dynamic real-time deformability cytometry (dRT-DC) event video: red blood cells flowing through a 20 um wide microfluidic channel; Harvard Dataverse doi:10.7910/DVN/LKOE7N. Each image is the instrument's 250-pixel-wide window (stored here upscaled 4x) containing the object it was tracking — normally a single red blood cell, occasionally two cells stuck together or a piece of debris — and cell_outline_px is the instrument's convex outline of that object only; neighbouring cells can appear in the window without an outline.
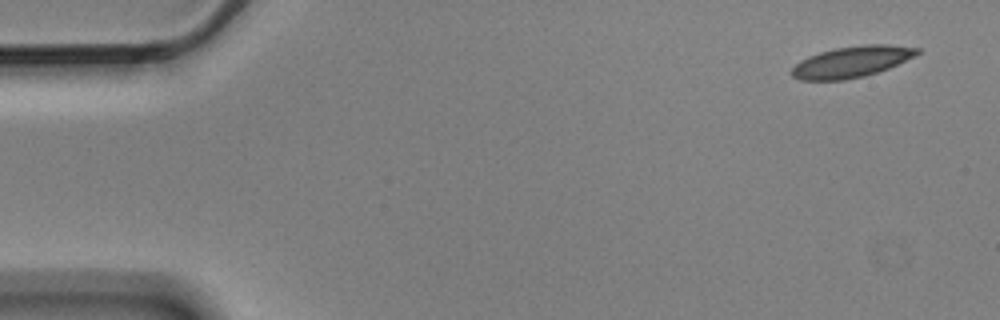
{"species": "Egyptian fruit bat (a non-hibernating species)", "species_latin": "Rousettus aegyptiacus", "temperature_condition": "cold", "stored_images_in_passage": 5, "camera_frame_rate_fps": 3000, "um_per_image_px": 0.085, "animal": {"sex": "male"}, "frame": {"image": 1, "passage_image": 1, "time_ms": 0.0, "image_size_px": [1000, 320], "cell_outline_px": [[920, 52], [916, 56], [888, 68], [864, 76], [844, 80], [800, 80], [792, 76], [788, 72], [800, 60], [808, 56], [820, 52], [836, 48], [864, 44], [888, 44], [920, 48]], "centroid_in_image_um": [72.38, 5.25], "position_along_channel_um": 12.6, "area_um2": 22.83}}